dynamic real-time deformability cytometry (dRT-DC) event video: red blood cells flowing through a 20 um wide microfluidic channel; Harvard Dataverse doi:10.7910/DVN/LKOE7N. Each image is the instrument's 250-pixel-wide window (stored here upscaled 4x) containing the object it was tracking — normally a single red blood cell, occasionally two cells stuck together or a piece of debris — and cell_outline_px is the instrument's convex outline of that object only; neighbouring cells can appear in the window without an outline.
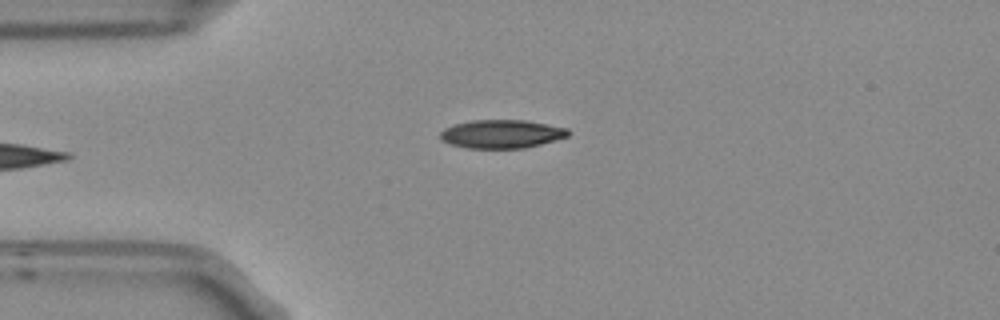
{"species": "Egyptian fruit bat (a non-hibernating species)", "species_latin": "Rousettus aegyptiacus", "temperature_condition": "room temperature", "stored_images_in_passage": 5, "camera_frame_rate_fps": 3000, "um_per_image_px": 0.085, "frame": {"image": 1, "passage_image": 5, "time_ms": 1.333, "image_size_px": [1000, 320], "cell_outline_px": [[568, 136], [540, 144], [524, 148], [468, 148], [452, 144], [440, 140], [440, 132], [444, 128], [452, 124], [472, 120], [524, 120], [568, 128]], "centroid_in_image_um": [42.59, 11.38], "position_along_channel_um": 42.4, "area_um2": 21.1}}